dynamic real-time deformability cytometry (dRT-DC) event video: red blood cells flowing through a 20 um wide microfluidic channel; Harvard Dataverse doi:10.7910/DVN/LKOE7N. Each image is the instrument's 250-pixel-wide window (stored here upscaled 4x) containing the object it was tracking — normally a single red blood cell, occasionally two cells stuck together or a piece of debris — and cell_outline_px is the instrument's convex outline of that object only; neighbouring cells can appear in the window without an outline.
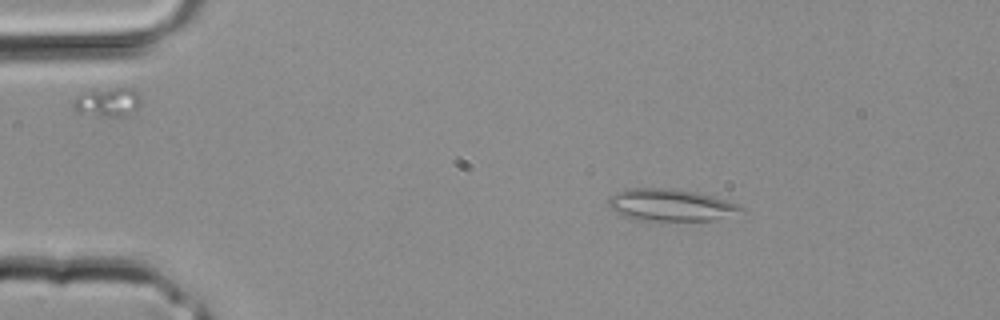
{"species": "common noctule bat (a hibernating species)", "species_latin": "Nyctalus noctula", "temperature_condition": "room temperature", "stored_images_in_passage": 3, "camera_frame_rate_fps": 3000, "um_per_image_px": 0.085, "animal": {"sex": "male", "body_mass_g": 20.4}, "frame": {"image": 1, "passage_image": 2, "time_ms": 0.333, "image_size_px": [1000, 320], "cell_outline_px": [[748, 212], [712, 220], [632, 220], [616, 212], [608, 204], [608, 200], [616, 192], [624, 188], [672, 188], [696, 192], [716, 196], [736, 204], [744, 208]], "centroid_in_image_um": [57.04, 17.42], "position_along_channel_um": 28.0, "area_um2": 24.97}}